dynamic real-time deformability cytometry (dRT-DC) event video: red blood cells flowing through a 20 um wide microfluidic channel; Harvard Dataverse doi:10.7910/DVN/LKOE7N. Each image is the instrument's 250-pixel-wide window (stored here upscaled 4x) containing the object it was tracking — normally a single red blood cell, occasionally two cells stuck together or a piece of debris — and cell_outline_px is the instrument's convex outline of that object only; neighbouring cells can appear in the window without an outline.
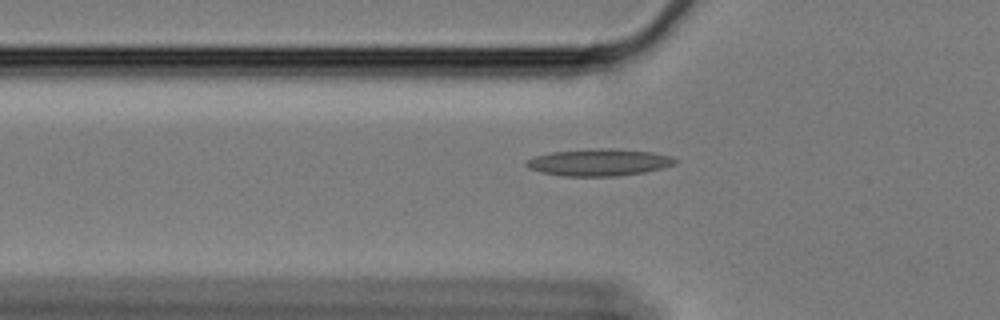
{"species": "Egyptian fruit bat (a non-hibernating species)", "species_latin": "Rousettus aegyptiacus", "temperature_condition": "cold", "stored_images_in_passage": 37, "camera_frame_rate_fps": 3000, "um_per_image_px": 0.085, "animal": {"sex": "female"}, "frame": {"image": 1, "passage_image": 6, "time_ms": 1.667, "image_size_px": [1000, 320], "cell_outline_px": [[676, 160], [672, 164], [664, 168], [644, 172], [616, 176], [564, 176], [540, 172], [528, 168], [524, 164], [528, 160], [536, 156], [552, 152], [596, 148], [616, 148], [652, 152], [672, 156]], "centroid_in_image_um": [50.91, 13.8], "position_along_channel_um": 74.9, "area_um2": 23.35}}
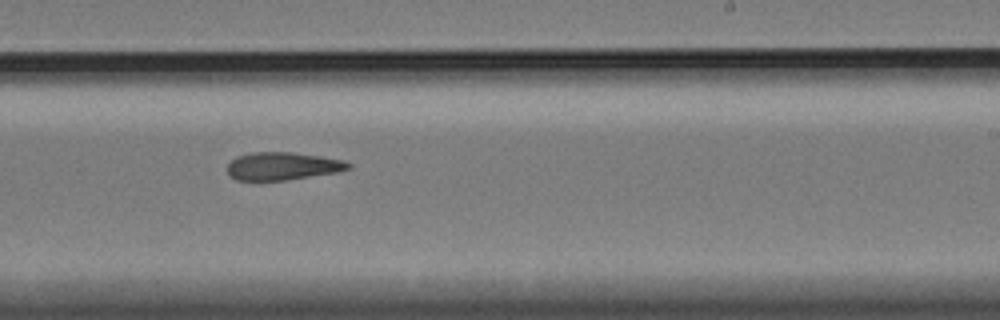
{"frame": {"image": 2, "passage_image": 23, "time_ms": 7.333, "image_size_px": [1000, 320], "cell_outline_px": [[352, 168], [336, 172], [288, 180], [236, 180], [228, 176], [228, 164], [236, 156], [252, 152], [292, 152], [320, 156], [344, 160], [352, 164]], "centroid_in_image_um": [24.02, 14.12], "position_along_channel_um": 265.0, "area_um2": 19.71}}
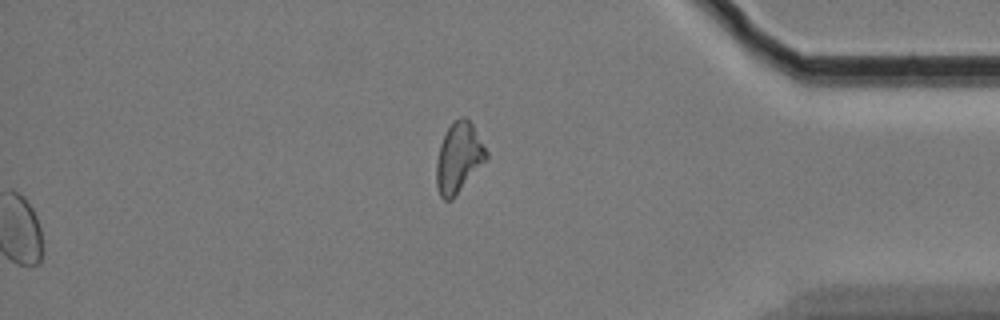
{"frame": {"image": 3, "passage_image": 37, "time_ms": 12.0, "image_size_px": [1000, 320], "cell_outline_px": [[488, 156], [452, 200], [444, 200], [440, 196], [436, 184], [436, 160], [440, 144], [452, 120], [460, 116], [464, 116], [472, 124], [488, 152]], "centroid_in_image_um": [38.96, 13.39], "position_along_channel_um": 396.2, "area_um2": 20.17}}